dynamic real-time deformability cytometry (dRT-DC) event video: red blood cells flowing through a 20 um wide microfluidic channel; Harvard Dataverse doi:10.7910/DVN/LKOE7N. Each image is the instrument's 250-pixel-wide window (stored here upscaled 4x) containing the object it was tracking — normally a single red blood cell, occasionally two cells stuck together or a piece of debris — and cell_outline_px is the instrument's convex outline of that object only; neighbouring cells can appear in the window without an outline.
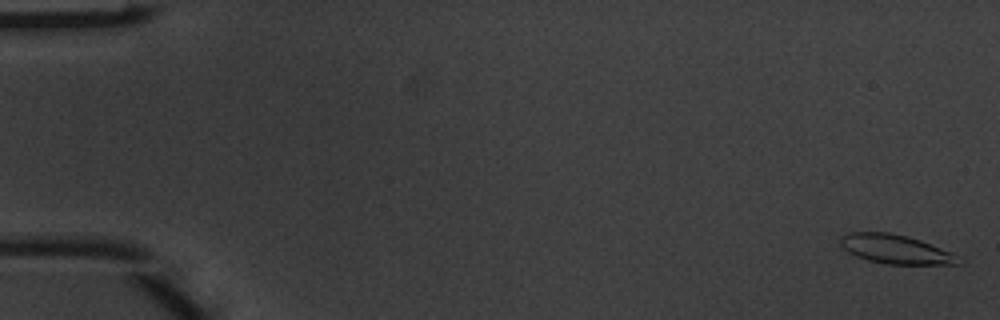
{"species": "common noctule bat (a hibernating species)", "species_latin": "Nyctalus noctula", "temperature_condition": "warm", "stored_images_in_passage": 5, "camera_frame_rate_fps": 3000, "um_per_image_px": 0.085, "animal": {"sex": "male", "body_mass_g": 20.1, "forearm_length_mm": 53.5}, "frame": {"image": 1, "passage_image": 1, "time_ms": 0.0, "image_size_px": [1000, 320], "cell_outline_px": [[964, 260], [960, 264], [888, 264], [868, 260], [856, 256], [848, 252], [840, 244], [840, 236], [848, 232], [888, 232], [920, 240], [952, 252]], "centroid_in_image_um": [76.13, 21.18], "position_along_channel_um": 8.9, "area_um2": 19.94}}